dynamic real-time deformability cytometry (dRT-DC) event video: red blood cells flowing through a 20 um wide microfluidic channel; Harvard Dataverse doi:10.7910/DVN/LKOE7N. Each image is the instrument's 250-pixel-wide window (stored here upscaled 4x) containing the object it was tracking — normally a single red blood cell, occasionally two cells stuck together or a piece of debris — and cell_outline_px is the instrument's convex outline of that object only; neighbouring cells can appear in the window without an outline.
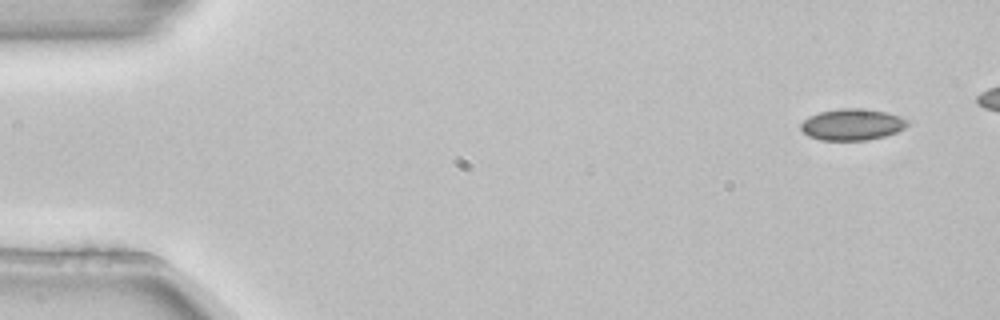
{"species": "common noctule bat (a hibernating species)", "species_latin": "Nyctalus noctula", "temperature_condition": "room temperature", "stored_images_in_passage": 5, "camera_frame_rate_fps": 3000, "um_per_image_px": 0.085, "animal": {"sex": "female", "body_mass_g": 22.7, "forearm_length_mm": 54.2}, "frame": {"image": 1, "passage_image": 1, "time_ms": 0.0, "image_size_px": [1000, 320], "cell_outline_px": [[908, 124], [904, 128], [896, 132], [884, 136], [868, 140], [820, 140], [808, 136], [800, 128], [800, 124], [808, 116], [820, 112], [840, 108], [856, 108], [888, 112], [900, 116], [908, 120]], "centroid_in_image_um": [72.42, 10.58], "position_along_channel_um": 12.6, "area_um2": 19.54}}